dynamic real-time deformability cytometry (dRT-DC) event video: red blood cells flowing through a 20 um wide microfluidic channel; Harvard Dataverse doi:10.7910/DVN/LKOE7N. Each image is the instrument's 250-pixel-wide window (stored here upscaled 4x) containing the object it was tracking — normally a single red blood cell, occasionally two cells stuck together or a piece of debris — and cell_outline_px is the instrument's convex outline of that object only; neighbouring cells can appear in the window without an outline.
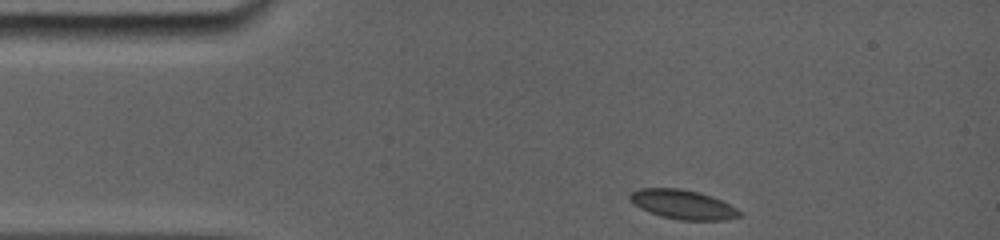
{"species": "common noctule bat (a hibernating species)", "species_latin": "Nyctalus noctula", "temperature_condition": "room temperature", "stored_images_in_passage": 34, "camera_frame_rate_fps": 5000, "um_per_image_px": 0.085, "animal": {"sex": "female", "body_mass_g": 19.0, "forearm_length_mm": 56.7}, "frame": {"image": 1, "passage_image": 1, "time_ms": 0.0, "image_size_px": [1000, 240], "cell_outline_px": [[740, 216], [724, 220], [680, 220], [660, 216], [640, 208], [628, 200], [628, 196], [632, 192], [640, 188], [680, 188], [700, 192], [712, 196], [736, 208], [740, 212]], "centroid_in_image_um": [58.0, 17.37], "position_along_channel_um": 27.0, "area_um2": 18.67}}
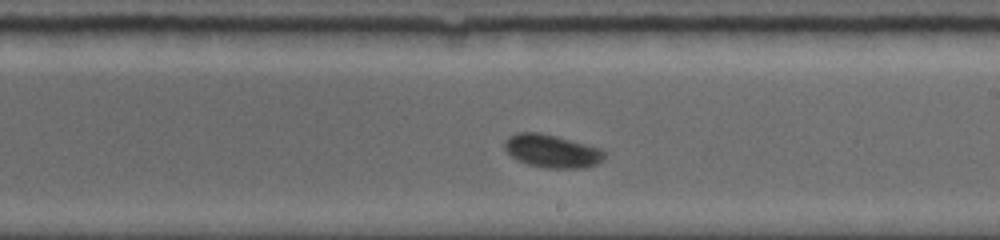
{"frame": {"image": 2, "passage_image": 20, "time_ms": 7.0, "image_size_px": [1000, 240], "cell_outline_px": [[604, 156], [596, 164], [584, 168], [544, 168], [528, 164], [516, 160], [504, 148], [504, 140], [508, 136], [520, 132], [540, 132], [556, 136], [600, 148], [604, 152]], "centroid_in_image_um": [46.86, 12.84], "position_along_channel_um": 242.1, "area_um2": 19.13}}
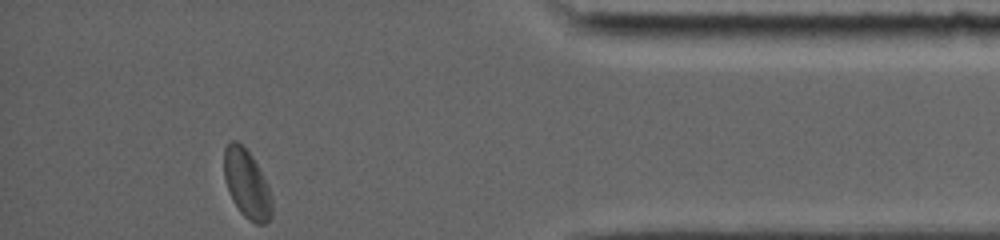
{"frame": {"image": 3, "passage_image": 34, "time_ms": 12.2, "image_size_px": [1000, 240], "cell_outline_px": [[272, 216], [264, 224], [256, 224], [248, 220], [240, 212], [232, 200], [228, 192], [224, 176], [224, 148], [232, 140], [236, 140], [252, 156], [272, 196]], "centroid_in_image_um": [20.96, 15.67], "position_along_channel_um": 414.2, "area_um2": 18.96}, "authors_computed_cell_mechanics": {"area_um2": 18.6983, "velocity_mm_per_s": 3.7786, "shape_relaxation_time_tau1_ms": 3.1525, "shape_relaxation_time_tau2_ms": null, "deformation_change_tau1": 0.0899, "deformation_change_tau2": null}}